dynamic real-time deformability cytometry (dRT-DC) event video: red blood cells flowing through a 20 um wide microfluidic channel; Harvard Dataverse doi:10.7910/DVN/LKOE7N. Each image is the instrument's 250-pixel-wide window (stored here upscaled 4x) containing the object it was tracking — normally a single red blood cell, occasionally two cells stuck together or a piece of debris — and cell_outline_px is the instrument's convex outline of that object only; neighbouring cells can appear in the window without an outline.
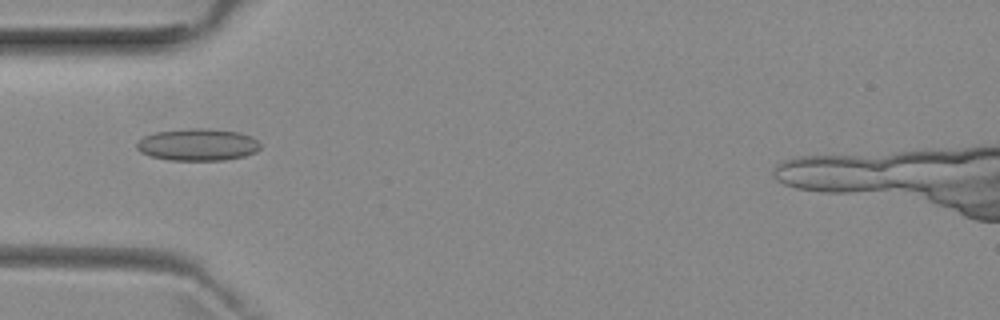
{"species": "common noctule bat (a hibernating species)", "species_latin": "Nyctalus noctula", "temperature_condition": "room temperature", "stored_images_in_passage": 51, "camera_frame_rate_fps": 3000, "um_per_image_px": 0.085, "animal": {"sex": "female", "body_mass_g": 29.2, "forearm_length_mm": 56.3}, "frame": {"image": 1, "passage_image": 16, "time_ms": 5.0, "image_size_px": [1000, 320], "cell_outline_px": [[260, 148], [256, 152], [244, 156], [224, 160], [168, 160], [152, 156], [140, 152], [136, 148], [136, 144], [144, 136], [156, 132], [192, 128], [208, 128], [240, 132], [252, 136], [260, 144]], "centroid_in_image_um": [16.83, 12.29], "position_along_channel_um": 68.2, "area_um2": 23.12}}
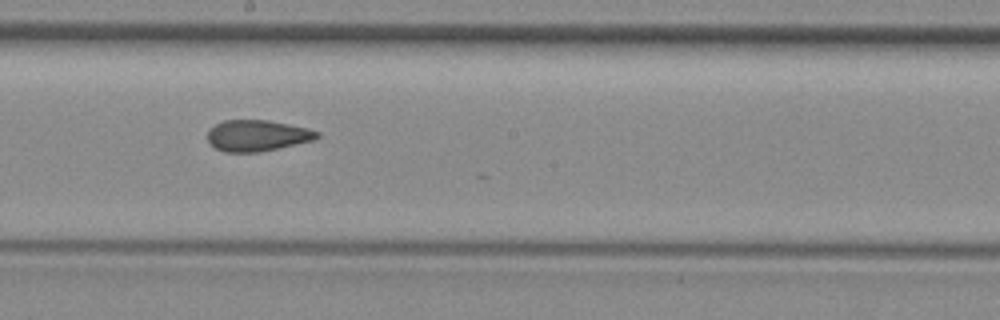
{"frame": {"image": 2, "passage_image": 28, "time_ms": 9.0, "image_size_px": [1000, 320], "cell_outline_px": [[320, 136], [316, 140], [260, 152], [224, 152], [216, 148], [208, 140], [208, 132], [216, 124], [224, 120], [268, 120], [308, 128], [320, 132]], "centroid_in_image_um": [21.92, 11.53], "position_along_channel_um": 226.3, "area_um2": 19.88}}
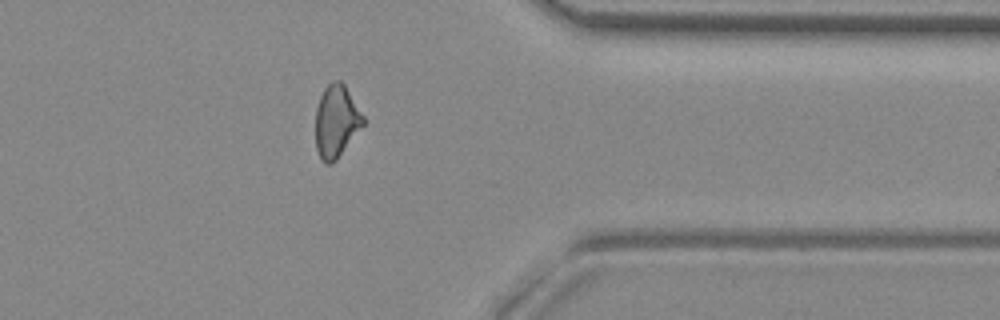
{"frame": {"image": 3, "passage_image": 41, "time_ms": 13.333, "image_size_px": [1000, 320], "cell_outline_px": [[364, 124], [336, 160], [332, 164], [324, 164], [320, 160], [316, 148], [316, 108], [320, 96], [324, 88], [332, 80], [340, 80], [344, 84], [364, 116]], "centroid_in_image_um": [28.57, 10.32], "position_along_channel_um": 382.8, "area_um2": 20.11}, "authors_computed_cell_mechanics": {"area_um2": 20.519, "velocity_mm_per_s": 3.9394, "shape_relaxation_time_tau1_ms": null, "shape_relaxation_time_tau2_ms": 1.9773, "deformation_change_tau1": null, "deformation_change_tau2": 0.0784}}